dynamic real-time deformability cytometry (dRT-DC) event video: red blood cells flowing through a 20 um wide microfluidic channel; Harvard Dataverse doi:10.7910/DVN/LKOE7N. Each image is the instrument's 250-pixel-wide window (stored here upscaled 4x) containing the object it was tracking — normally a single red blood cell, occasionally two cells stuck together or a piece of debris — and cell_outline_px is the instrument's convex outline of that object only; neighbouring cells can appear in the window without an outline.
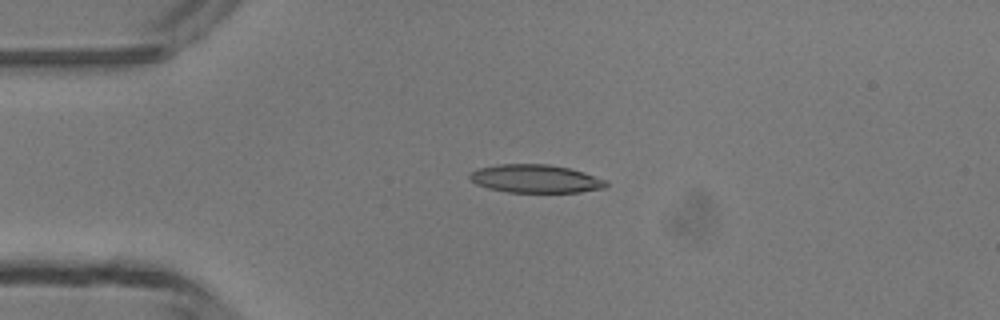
{"species": "common noctule bat (a hibernating species)", "species_latin": "Nyctalus noctula", "temperature_condition": "room temperature", "stored_images_in_passage": 2, "camera_frame_rate_fps": 3000, "um_per_image_px": 0.085, "animal": {"sex": "male", "body_mass_g": 13.3}, "frame": {"image": 1, "passage_image": 1, "time_ms": 0.0, "image_size_px": [1000, 320], "cell_outline_px": [[608, 188], [580, 192], [508, 192], [488, 188], [476, 184], [468, 176], [476, 168], [500, 164], [548, 164], [568, 168], [584, 172], [608, 180]], "centroid_in_image_um": [45.56, 15.19], "position_along_channel_um": 39.4, "area_um2": 22.54}}